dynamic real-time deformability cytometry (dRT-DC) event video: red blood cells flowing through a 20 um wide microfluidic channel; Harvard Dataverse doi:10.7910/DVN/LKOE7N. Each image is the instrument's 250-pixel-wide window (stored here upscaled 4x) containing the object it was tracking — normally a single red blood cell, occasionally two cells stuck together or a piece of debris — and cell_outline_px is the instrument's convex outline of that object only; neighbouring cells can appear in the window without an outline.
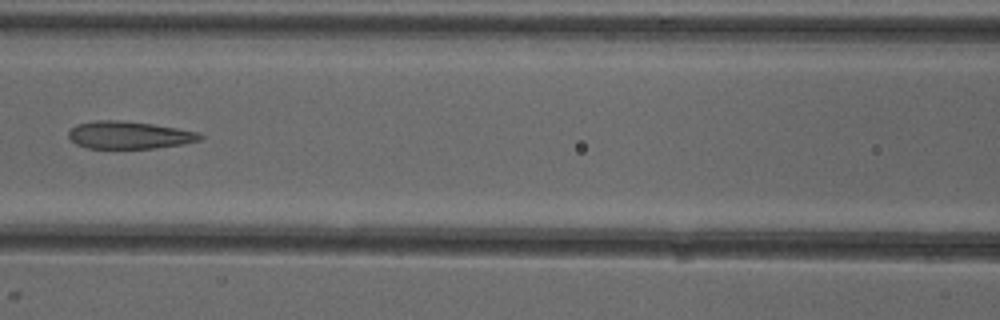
{"species": "common noctule bat (a hibernating species)", "species_latin": "Nyctalus noctula", "temperature_condition": "cold", "stored_images_in_passage": 6, "camera_frame_rate_fps": 3000, "um_per_image_px": 0.085, "animal": {"sex": "female"}, "frame": {"image": 1, "passage_image": 5, "time_ms": 5.667, "image_size_px": [1000, 320], "cell_outline_px": [[204, 136], [200, 140], [184, 144], [152, 148], [88, 148], [76, 144], [68, 136], [68, 132], [76, 124], [96, 120], [120, 120], [152, 124], [200, 132]], "centroid_in_image_um": [10.99, 11.47], "position_along_channel_um": 155.6, "area_um2": 21.04}}
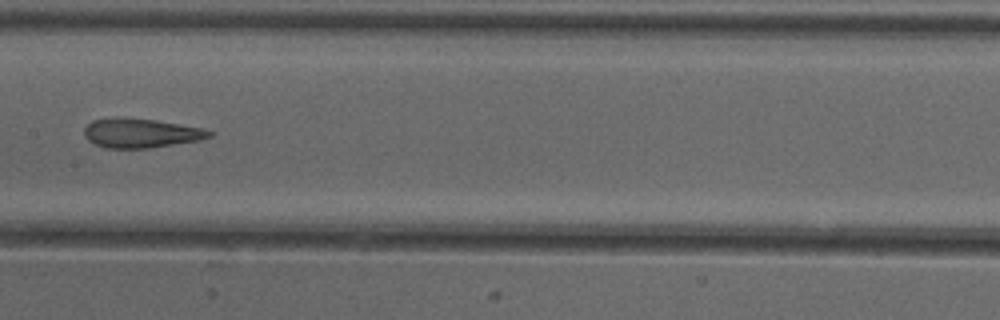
{"frame": {"image": 2, "passage_image": 6, "time_ms": 6.667, "image_size_px": [1000, 320], "cell_outline_px": [[212, 136], [200, 140], [152, 148], [108, 148], [96, 144], [88, 140], [84, 136], [84, 128], [92, 120], [116, 116], [124, 116], [156, 120], [200, 128], [212, 132]], "centroid_in_image_um": [11.93, 11.3], "position_along_channel_um": 195.5, "area_um2": 21.5}}